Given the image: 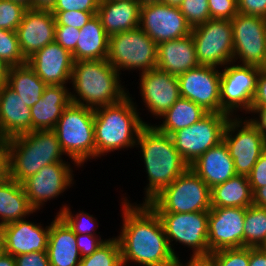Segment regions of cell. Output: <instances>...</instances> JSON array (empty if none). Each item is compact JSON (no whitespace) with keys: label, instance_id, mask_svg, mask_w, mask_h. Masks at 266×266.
<instances>
[{"label":"cell","instance_id":"1","mask_svg":"<svg viewBox=\"0 0 266 266\" xmlns=\"http://www.w3.org/2000/svg\"><path fill=\"white\" fill-rule=\"evenodd\" d=\"M121 198L122 227L119 236L123 266H177L161 220L147 203Z\"/></svg>","mask_w":266,"mask_h":266},{"label":"cell","instance_id":"2","mask_svg":"<svg viewBox=\"0 0 266 266\" xmlns=\"http://www.w3.org/2000/svg\"><path fill=\"white\" fill-rule=\"evenodd\" d=\"M135 148L140 149L147 174L145 197L140 203H148L190 166L180 156L171 136L159 131L153 124L142 127Z\"/></svg>","mask_w":266,"mask_h":266},{"label":"cell","instance_id":"3","mask_svg":"<svg viewBox=\"0 0 266 266\" xmlns=\"http://www.w3.org/2000/svg\"><path fill=\"white\" fill-rule=\"evenodd\" d=\"M133 100L128 92L121 101L94 109L96 160L109 152L136 147L142 127L151 124L143 120Z\"/></svg>","mask_w":266,"mask_h":266},{"label":"cell","instance_id":"4","mask_svg":"<svg viewBox=\"0 0 266 266\" xmlns=\"http://www.w3.org/2000/svg\"><path fill=\"white\" fill-rule=\"evenodd\" d=\"M120 76L107 59L74 61L71 103L96 109L121 101L129 90Z\"/></svg>","mask_w":266,"mask_h":266},{"label":"cell","instance_id":"5","mask_svg":"<svg viewBox=\"0 0 266 266\" xmlns=\"http://www.w3.org/2000/svg\"><path fill=\"white\" fill-rule=\"evenodd\" d=\"M8 152L9 177L22 183L44 166L63 159V152L54 130H37L5 140Z\"/></svg>","mask_w":266,"mask_h":266},{"label":"cell","instance_id":"6","mask_svg":"<svg viewBox=\"0 0 266 266\" xmlns=\"http://www.w3.org/2000/svg\"><path fill=\"white\" fill-rule=\"evenodd\" d=\"M61 148L80 168L95 159L94 109L70 103L63 111L55 128Z\"/></svg>","mask_w":266,"mask_h":266},{"label":"cell","instance_id":"7","mask_svg":"<svg viewBox=\"0 0 266 266\" xmlns=\"http://www.w3.org/2000/svg\"><path fill=\"white\" fill-rule=\"evenodd\" d=\"M147 204L156 213L209 211L211 189L191 168H188Z\"/></svg>","mask_w":266,"mask_h":266},{"label":"cell","instance_id":"8","mask_svg":"<svg viewBox=\"0 0 266 266\" xmlns=\"http://www.w3.org/2000/svg\"><path fill=\"white\" fill-rule=\"evenodd\" d=\"M107 60L122 75V71L147 72L156 68L157 44L140 28L109 36Z\"/></svg>","mask_w":266,"mask_h":266},{"label":"cell","instance_id":"9","mask_svg":"<svg viewBox=\"0 0 266 266\" xmlns=\"http://www.w3.org/2000/svg\"><path fill=\"white\" fill-rule=\"evenodd\" d=\"M174 256L179 260L173 245L178 243L192 250L190 257L208 256L209 211L191 213H157ZM174 241V243H173Z\"/></svg>","mask_w":266,"mask_h":266},{"label":"cell","instance_id":"10","mask_svg":"<svg viewBox=\"0 0 266 266\" xmlns=\"http://www.w3.org/2000/svg\"><path fill=\"white\" fill-rule=\"evenodd\" d=\"M223 141L234 161L237 175L248 176L266 149L264 135L248 118L242 116L230 117L224 129Z\"/></svg>","mask_w":266,"mask_h":266},{"label":"cell","instance_id":"11","mask_svg":"<svg viewBox=\"0 0 266 266\" xmlns=\"http://www.w3.org/2000/svg\"><path fill=\"white\" fill-rule=\"evenodd\" d=\"M233 26L230 20L210 19L191 30L199 65L222 68L233 62Z\"/></svg>","mask_w":266,"mask_h":266},{"label":"cell","instance_id":"12","mask_svg":"<svg viewBox=\"0 0 266 266\" xmlns=\"http://www.w3.org/2000/svg\"><path fill=\"white\" fill-rule=\"evenodd\" d=\"M229 114L208 113L189 127L179 129L171 138L180 156L191 165L210 148L223 141V133Z\"/></svg>","mask_w":266,"mask_h":266},{"label":"cell","instance_id":"13","mask_svg":"<svg viewBox=\"0 0 266 266\" xmlns=\"http://www.w3.org/2000/svg\"><path fill=\"white\" fill-rule=\"evenodd\" d=\"M259 67L230 62L221 68V113L231 117L250 111L256 92V80ZM237 114V115H236Z\"/></svg>","mask_w":266,"mask_h":266},{"label":"cell","instance_id":"14","mask_svg":"<svg viewBox=\"0 0 266 266\" xmlns=\"http://www.w3.org/2000/svg\"><path fill=\"white\" fill-rule=\"evenodd\" d=\"M230 21L233 62L266 68V19L238 13Z\"/></svg>","mask_w":266,"mask_h":266},{"label":"cell","instance_id":"15","mask_svg":"<svg viewBox=\"0 0 266 266\" xmlns=\"http://www.w3.org/2000/svg\"><path fill=\"white\" fill-rule=\"evenodd\" d=\"M70 162H58L44 166L35 175L21 184L31 207L39 212L47 201L63 196L68 188L74 186V171Z\"/></svg>","mask_w":266,"mask_h":266},{"label":"cell","instance_id":"16","mask_svg":"<svg viewBox=\"0 0 266 266\" xmlns=\"http://www.w3.org/2000/svg\"><path fill=\"white\" fill-rule=\"evenodd\" d=\"M139 27L157 45L190 35L192 30L178 6L162 2L140 6Z\"/></svg>","mask_w":266,"mask_h":266},{"label":"cell","instance_id":"17","mask_svg":"<svg viewBox=\"0 0 266 266\" xmlns=\"http://www.w3.org/2000/svg\"><path fill=\"white\" fill-rule=\"evenodd\" d=\"M180 96L209 113H221V69L199 65L178 76Z\"/></svg>","mask_w":266,"mask_h":266},{"label":"cell","instance_id":"18","mask_svg":"<svg viewBox=\"0 0 266 266\" xmlns=\"http://www.w3.org/2000/svg\"><path fill=\"white\" fill-rule=\"evenodd\" d=\"M139 93L148 114L157 120L181 97L179 81L158 68L139 74Z\"/></svg>","mask_w":266,"mask_h":266},{"label":"cell","instance_id":"19","mask_svg":"<svg viewBox=\"0 0 266 266\" xmlns=\"http://www.w3.org/2000/svg\"><path fill=\"white\" fill-rule=\"evenodd\" d=\"M246 208L219 207L209 210L208 255L225 248L243 247Z\"/></svg>","mask_w":266,"mask_h":266},{"label":"cell","instance_id":"20","mask_svg":"<svg viewBox=\"0 0 266 266\" xmlns=\"http://www.w3.org/2000/svg\"><path fill=\"white\" fill-rule=\"evenodd\" d=\"M27 64L46 85H70L74 59L72 53L56 41L34 53Z\"/></svg>","mask_w":266,"mask_h":266},{"label":"cell","instance_id":"21","mask_svg":"<svg viewBox=\"0 0 266 266\" xmlns=\"http://www.w3.org/2000/svg\"><path fill=\"white\" fill-rule=\"evenodd\" d=\"M55 16L50 10L28 8L16 32L26 59L55 41Z\"/></svg>","mask_w":266,"mask_h":266},{"label":"cell","instance_id":"22","mask_svg":"<svg viewBox=\"0 0 266 266\" xmlns=\"http://www.w3.org/2000/svg\"><path fill=\"white\" fill-rule=\"evenodd\" d=\"M21 219L2 226L4 253L18 256L36 251H47L50 224L46 227L28 219Z\"/></svg>","mask_w":266,"mask_h":266},{"label":"cell","instance_id":"23","mask_svg":"<svg viewBox=\"0 0 266 266\" xmlns=\"http://www.w3.org/2000/svg\"><path fill=\"white\" fill-rule=\"evenodd\" d=\"M31 131V109L8 84L3 85L0 98V136L6 140Z\"/></svg>","mask_w":266,"mask_h":266},{"label":"cell","instance_id":"24","mask_svg":"<svg viewBox=\"0 0 266 266\" xmlns=\"http://www.w3.org/2000/svg\"><path fill=\"white\" fill-rule=\"evenodd\" d=\"M209 187L226 182L236 176L234 161L227 145L221 141L218 145L198 157L190 166Z\"/></svg>","mask_w":266,"mask_h":266},{"label":"cell","instance_id":"25","mask_svg":"<svg viewBox=\"0 0 266 266\" xmlns=\"http://www.w3.org/2000/svg\"><path fill=\"white\" fill-rule=\"evenodd\" d=\"M70 103V88L65 85H47L42 97L30 108L32 131L54 130L64 109Z\"/></svg>","mask_w":266,"mask_h":266},{"label":"cell","instance_id":"26","mask_svg":"<svg viewBox=\"0 0 266 266\" xmlns=\"http://www.w3.org/2000/svg\"><path fill=\"white\" fill-rule=\"evenodd\" d=\"M199 66L192 35L157 45L156 68L173 76H180Z\"/></svg>","mask_w":266,"mask_h":266},{"label":"cell","instance_id":"27","mask_svg":"<svg viewBox=\"0 0 266 266\" xmlns=\"http://www.w3.org/2000/svg\"><path fill=\"white\" fill-rule=\"evenodd\" d=\"M76 234L59 216L50 223L47 254L50 266H79L81 254Z\"/></svg>","mask_w":266,"mask_h":266},{"label":"cell","instance_id":"28","mask_svg":"<svg viewBox=\"0 0 266 266\" xmlns=\"http://www.w3.org/2000/svg\"><path fill=\"white\" fill-rule=\"evenodd\" d=\"M139 1H109L99 3L97 17L105 30L111 36L139 27Z\"/></svg>","mask_w":266,"mask_h":266},{"label":"cell","instance_id":"29","mask_svg":"<svg viewBox=\"0 0 266 266\" xmlns=\"http://www.w3.org/2000/svg\"><path fill=\"white\" fill-rule=\"evenodd\" d=\"M79 31V39L72 52L74 61L107 59L109 35L97 15H94Z\"/></svg>","mask_w":266,"mask_h":266},{"label":"cell","instance_id":"30","mask_svg":"<svg viewBox=\"0 0 266 266\" xmlns=\"http://www.w3.org/2000/svg\"><path fill=\"white\" fill-rule=\"evenodd\" d=\"M37 213L29 204L22 184L7 177L0 183V228Z\"/></svg>","mask_w":266,"mask_h":266},{"label":"cell","instance_id":"31","mask_svg":"<svg viewBox=\"0 0 266 266\" xmlns=\"http://www.w3.org/2000/svg\"><path fill=\"white\" fill-rule=\"evenodd\" d=\"M251 205H253V192L248 176L236 175L211 188V208H247Z\"/></svg>","mask_w":266,"mask_h":266},{"label":"cell","instance_id":"32","mask_svg":"<svg viewBox=\"0 0 266 266\" xmlns=\"http://www.w3.org/2000/svg\"><path fill=\"white\" fill-rule=\"evenodd\" d=\"M208 113L195 102L180 97L171 108L159 117L160 120L163 118L162 123L159 121L158 125H153L159 131L171 135L179 129L189 127L198 122Z\"/></svg>","mask_w":266,"mask_h":266},{"label":"cell","instance_id":"33","mask_svg":"<svg viewBox=\"0 0 266 266\" xmlns=\"http://www.w3.org/2000/svg\"><path fill=\"white\" fill-rule=\"evenodd\" d=\"M7 84L29 108L39 101L47 86L27 63L10 66Z\"/></svg>","mask_w":266,"mask_h":266},{"label":"cell","instance_id":"34","mask_svg":"<svg viewBox=\"0 0 266 266\" xmlns=\"http://www.w3.org/2000/svg\"><path fill=\"white\" fill-rule=\"evenodd\" d=\"M266 241V208L251 205L246 208L243 247L259 248Z\"/></svg>","mask_w":266,"mask_h":266},{"label":"cell","instance_id":"35","mask_svg":"<svg viewBox=\"0 0 266 266\" xmlns=\"http://www.w3.org/2000/svg\"><path fill=\"white\" fill-rule=\"evenodd\" d=\"M79 266H123L118 239L109 238L91 255L81 258Z\"/></svg>","mask_w":266,"mask_h":266},{"label":"cell","instance_id":"36","mask_svg":"<svg viewBox=\"0 0 266 266\" xmlns=\"http://www.w3.org/2000/svg\"><path fill=\"white\" fill-rule=\"evenodd\" d=\"M59 210L56 215H59L75 234L101 235L100 232L96 233L99 223L93 215L83 210L73 214L70 205L66 203L62 204Z\"/></svg>","mask_w":266,"mask_h":266},{"label":"cell","instance_id":"37","mask_svg":"<svg viewBox=\"0 0 266 266\" xmlns=\"http://www.w3.org/2000/svg\"><path fill=\"white\" fill-rule=\"evenodd\" d=\"M0 59L9 66L27 63V59L21 51L16 31L0 29Z\"/></svg>","mask_w":266,"mask_h":266},{"label":"cell","instance_id":"38","mask_svg":"<svg viewBox=\"0 0 266 266\" xmlns=\"http://www.w3.org/2000/svg\"><path fill=\"white\" fill-rule=\"evenodd\" d=\"M208 257L215 266H249L250 247L225 248L211 252Z\"/></svg>","mask_w":266,"mask_h":266},{"label":"cell","instance_id":"39","mask_svg":"<svg viewBox=\"0 0 266 266\" xmlns=\"http://www.w3.org/2000/svg\"><path fill=\"white\" fill-rule=\"evenodd\" d=\"M178 7L192 28L210 20L208 0H183Z\"/></svg>","mask_w":266,"mask_h":266},{"label":"cell","instance_id":"40","mask_svg":"<svg viewBox=\"0 0 266 266\" xmlns=\"http://www.w3.org/2000/svg\"><path fill=\"white\" fill-rule=\"evenodd\" d=\"M27 9L22 4L0 0V29L16 31Z\"/></svg>","mask_w":266,"mask_h":266},{"label":"cell","instance_id":"41","mask_svg":"<svg viewBox=\"0 0 266 266\" xmlns=\"http://www.w3.org/2000/svg\"><path fill=\"white\" fill-rule=\"evenodd\" d=\"M52 14L55 16L56 25H67L77 29H81L94 15H96V12L73 10L52 12Z\"/></svg>","mask_w":266,"mask_h":266},{"label":"cell","instance_id":"42","mask_svg":"<svg viewBox=\"0 0 266 266\" xmlns=\"http://www.w3.org/2000/svg\"><path fill=\"white\" fill-rule=\"evenodd\" d=\"M210 19L231 20L238 14L237 0H208Z\"/></svg>","mask_w":266,"mask_h":266},{"label":"cell","instance_id":"43","mask_svg":"<svg viewBox=\"0 0 266 266\" xmlns=\"http://www.w3.org/2000/svg\"><path fill=\"white\" fill-rule=\"evenodd\" d=\"M99 0H56L51 12L78 11L97 12Z\"/></svg>","mask_w":266,"mask_h":266},{"label":"cell","instance_id":"44","mask_svg":"<svg viewBox=\"0 0 266 266\" xmlns=\"http://www.w3.org/2000/svg\"><path fill=\"white\" fill-rule=\"evenodd\" d=\"M79 34V29L72 26L56 25L55 27V41L71 53L76 48Z\"/></svg>","mask_w":266,"mask_h":266},{"label":"cell","instance_id":"45","mask_svg":"<svg viewBox=\"0 0 266 266\" xmlns=\"http://www.w3.org/2000/svg\"><path fill=\"white\" fill-rule=\"evenodd\" d=\"M249 184L254 193L258 188L266 186V149L261 153L248 175Z\"/></svg>","mask_w":266,"mask_h":266},{"label":"cell","instance_id":"46","mask_svg":"<svg viewBox=\"0 0 266 266\" xmlns=\"http://www.w3.org/2000/svg\"><path fill=\"white\" fill-rule=\"evenodd\" d=\"M76 240V245L80 251L81 258H83L91 255L109 239H102L101 235L76 234Z\"/></svg>","mask_w":266,"mask_h":266},{"label":"cell","instance_id":"47","mask_svg":"<svg viewBox=\"0 0 266 266\" xmlns=\"http://www.w3.org/2000/svg\"><path fill=\"white\" fill-rule=\"evenodd\" d=\"M238 13L266 19V0H237Z\"/></svg>","mask_w":266,"mask_h":266},{"label":"cell","instance_id":"48","mask_svg":"<svg viewBox=\"0 0 266 266\" xmlns=\"http://www.w3.org/2000/svg\"><path fill=\"white\" fill-rule=\"evenodd\" d=\"M16 266H50L47 251H36L15 256Z\"/></svg>","mask_w":266,"mask_h":266},{"label":"cell","instance_id":"49","mask_svg":"<svg viewBox=\"0 0 266 266\" xmlns=\"http://www.w3.org/2000/svg\"><path fill=\"white\" fill-rule=\"evenodd\" d=\"M266 107V69H260L256 80V92L254 94L251 108Z\"/></svg>","mask_w":266,"mask_h":266},{"label":"cell","instance_id":"50","mask_svg":"<svg viewBox=\"0 0 266 266\" xmlns=\"http://www.w3.org/2000/svg\"><path fill=\"white\" fill-rule=\"evenodd\" d=\"M248 114L253 117L247 116L246 118H248L266 138V107L250 108Z\"/></svg>","mask_w":266,"mask_h":266},{"label":"cell","instance_id":"51","mask_svg":"<svg viewBox=\"0 0 266 266\" xmlns=\"http://www.w3.org/2000/svg\"><path fill=\"white\" fill-rule=\"evenodd\" d=\"M9 177L8 152L5 141L0 145V183Z\"/></svg>","mask_w":266,"mask_h":266},{"label":"cell","instance_id":"52","mask_svg":"<svg viewBox=\"0 0 266 266\" xmlns=\"http://www.w3.org/2000/svg\"><path fill=\"white\" fill-rule=\"evenodd\" d=\"M249 266H266V251H264L261 247H250Z\"/></svg>","mask_w":266,"mask_h":266},{"label":"cell","instance_id":"53","mask_svg":"<svg viewBox=\"0 0 266 266\" xmlns=\"http://www.w3.org/2000/svg\"><path fill=\"white\" fill-rule=\"evenodd\" d=\"M190 259L183 263L181 259L178 260L177 266H215L214 262L207 257H189Z\"/></svg>","mask_w":266,"mask_h":266},{"label":"cell","instance_id":"54","mask_svg":"<svg viewBox=\"0 0 266 266\" xmlns=\"http://www.w3.org/2000/svg\"><path fill=\"white\" fill-rule=\"evenodd\" d=\"M253 205L266 208V186L258 188L253 193Z\"/></svg>","mask_w":266,"mask_h":266},{"label":"cell","instance_id":"55","mask_svg":"<svg viewBox=\"0 0 266 266\" xmlns=\"http://www.w3.org/2000/svg\"><path fill=\"white\" fill-rule=\"evenodd\" d=\"M56 0H31V9L51 10Z\"/></svg>","mask_w":266,"mask_h":266},{"label":"cell","instance_id":"56","mask_svg":"<svg viewBox=\"0 0 266 266\" xmlns=\"http://www.w3.org/2000/svg\"><path fill=\"white\" fill-rule=\"evenodd\" d=\"M10 66L2 59H0V87L7 84L8 73Z\"/></svg>","mask_w":266,"mask_h":266},{"label":"cell","instance_id":"57","mask_svg":"<svg viewBox=\"0 0 266 266\" xmlns=\"http://www.w3.org/2000/svg\"><path fill=\"white\" fill-rule=\"evenodd\" d=\"M0 266H16L14 256L3 253L0 256Z\"/></svg>","mask_w":266,"mask_h":266},{"label":"cell","instance_id":"58","mask_svg":"<svg viewBox=\"0 0 266 266\" xmlns=\"http://www.w3.org/2000/svg\"><path fill=\"white\" fill-rule=\"evenodd\" d=\"M182 1L183 0H162V3L169 4L172 6H179Z\"/></svg>","mask_w":266,"mask_h":266},{"label":"cell","instance_id":"59","mask_svg":"<svg viewBox=\"0 0 266 266\" xmlns=\"http://www.w3.org/2000/svg\"><path fill=\"white\" fill-rule=\"evenodd\" d=\"M19 4H22L24 6H26L27 8L31 9V0H10Z\"/></svg>","mask_w":266,"mask_h":266},{"label":"cell","instance_id":"60","mask_svg":"<svg viewBox=\"0 0 266 266\" xmlns=\"http://www.w3.org/2000/svg\"><path fill=\"white\" fill-rule=\"evenodd\" d=\"M4 253V239L0 229V256Z\"/></svg>","mask_w":266,"mask_h":266},{"label":"cell","instance_id":"61","mask_svg":"<svg viewBox=\"0 0 266 266\" xmlns=\"http://www.w3.org/2000/svg\"><path fill=\"white\" fill-rule=\"evenodd\" d=\"M140 5L149 4V3H161L162 0H138Z\"/></svg>","mask_w":266,"mask_h":266},{"label":"cell","instance_id":"62","mask_svg":"<svg viewBox=\"0 0 266 266\" xmlns=\"http://www.w3.org/2000/svg\"><path fill=\"white\" fill-rule=\"evenodd\" d=\"M109 1H138V0H99V3L109 2Z\"/></svg>","mask_w":266,"mask_h":266},{"label":"cell","instance_id":"63","mask_svg":"<svg viewBox=\"0 0 266 266\" xmlns=\"http://www.w3.org/2000/svg\"><path fill=\"white\" fill-rule=\"evenodd\" d=\"M264 251H266V241H265V243L262 245V247H261Z\"/></svg>","mask_w":266,"mask_h":266},{"label":"cell","instance_id":"64","mask_svg":"<svg viewBox=\"0 0 266 266\" xmlns=\"http://www.w3.org/2000/svg\"><path fill=\"white\" fill-rule=\"evenodd\" d=\"M5 140L0 136V145L4 142Z\"/></svg>","mask_w":266,"mask_h":266}]
</instances>
